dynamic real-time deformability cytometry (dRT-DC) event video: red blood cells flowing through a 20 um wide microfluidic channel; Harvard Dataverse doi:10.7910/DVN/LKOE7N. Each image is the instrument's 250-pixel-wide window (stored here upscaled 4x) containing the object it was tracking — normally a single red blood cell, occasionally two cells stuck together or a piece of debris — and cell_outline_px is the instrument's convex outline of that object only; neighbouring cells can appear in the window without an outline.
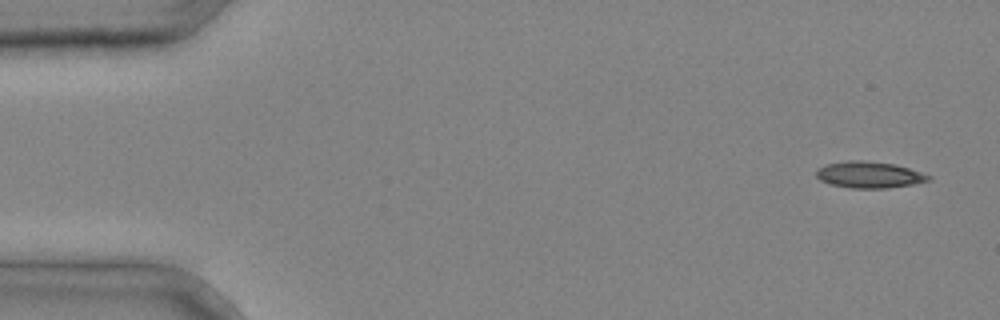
{"species": "common noctule bat (a hibernating species)", "species_latin": "Nyctalus noctula", "temperature_condition": "cold", "stored_images_in_passage": 4, "camera_frame_rate_fps": 3000, "um_per_image_px": 0.085, "animal": {"sex": "male", "body_mass_g": 20.4}, "frame": {"image": 1, "passage_image": 1, "time_ms": 0.0, "image_size_px": [1000, 320], "cell_outline_px": [[932, 180], [912, 184], [888, 188], [852, 188], [828, 184], [820, 180], [816, 176], [816, 168], [828, 164], [848, 160], [860, 160], [892, 164], [908, 168], [932, 176]], "centroid_in_image_um": [73.86, 14.86], "position_along_channel_um": 11.1, "area_um2": 17.22}}
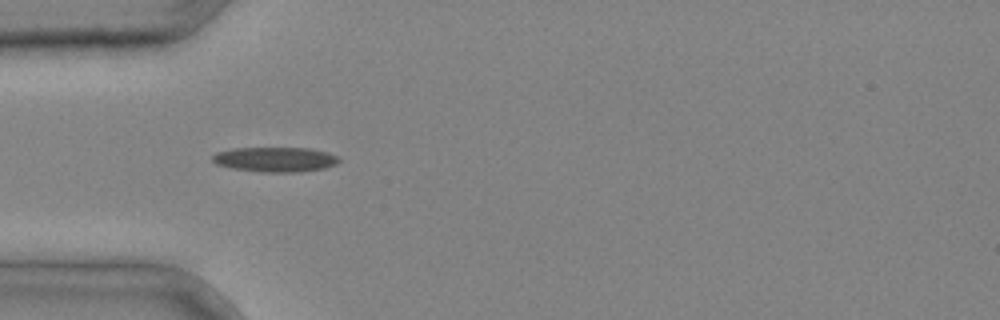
{"frame": {"image": 2, "passage_image": 4, "time_ms": 1.0, "image_size_px": [1000, 320], "cell_outline_px": [[340, 160], [336, 164], [324, 168], [300, 172], [260, 172], [232, 168], [216, 164], [212, 160], [212, 156], [216, 152], [232, 148], [312, 148], [328, 152], [340, 156]], "centroid_in_image_um": [23.42, 13.55], "position_along_channel_um": 61.6, "area_um2": 18.5}}